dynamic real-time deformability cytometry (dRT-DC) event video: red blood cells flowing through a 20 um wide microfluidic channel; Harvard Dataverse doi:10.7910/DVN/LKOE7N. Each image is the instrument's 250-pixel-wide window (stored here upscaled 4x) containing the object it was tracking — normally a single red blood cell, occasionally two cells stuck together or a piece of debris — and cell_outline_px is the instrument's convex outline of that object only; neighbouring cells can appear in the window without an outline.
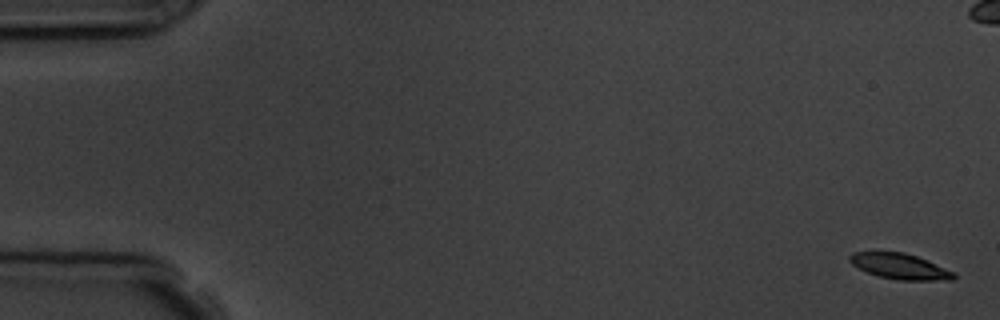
{"species": "common noctule bat (a hibernating species)", "species_latin": "Nyctalus noctula", "temperature_condition": "room temperature", "stored_images_in_passage": 6, "camera_frame_rate_fps": 3000, "um_per_image_px": 0.085, "animal": {"sex": "male", "body_mass_g": 19.5, "forearm_length_mm": 54.6}, "frame": {"image": 1, "passage_image": 1, "time_ms": 0.0, "image_size_px": [1000, 320], "cell_outline_px": [[956, 276], [952, 280], [900, 280], [880, 276], [868, 272], [852, 264], [848, 260], [848, 256], [852, 252], [904, 252], [916, 256], [956, 272]], "centroid_in_image_um": [76.51, 22.63], "position_along_channel_um": 8.5, "area_um2": 15.37}}